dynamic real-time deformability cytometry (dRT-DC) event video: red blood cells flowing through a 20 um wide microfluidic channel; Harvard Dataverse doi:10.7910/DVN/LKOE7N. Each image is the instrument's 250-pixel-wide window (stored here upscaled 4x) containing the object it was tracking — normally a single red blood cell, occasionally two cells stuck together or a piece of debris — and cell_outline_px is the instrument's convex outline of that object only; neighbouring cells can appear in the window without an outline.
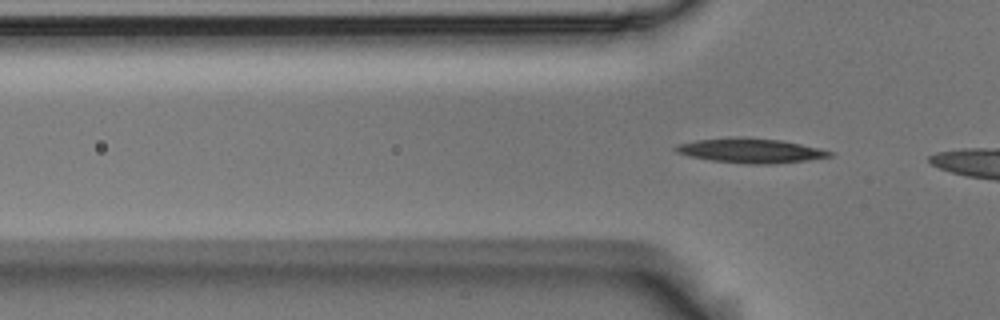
{"species": "Egyptian fruit bat (a non-hibernating species)", "species_latin": "Rousettus aegyptiacus", "temperature_condition": "room temperature", "stored_images_in_passage": 5, "segment_of_instrument_passage": [2, 2], "camera_frame_rate_fps": 3000, "um_per_image_px": 0.085, "animal": {"sex": "male"}, "frame": {"image": 1, "passage_image": 5, "time_ms": 1.333, "image_size_px": [1000, 320], "cell_outline_px": [[836, 152], [832, 156], [808, 160], [776, 164], [748, 164], [712, 160], [688, 156], [676, 152], [672, 148], [676, 144], [696, 140], [736, 136], [744, 136], [780, 140], [820, 148]], "centroid_in_image_um": [63.79, 12.79], "position_along_channel_um": 62.0, "area_um2": 22.37}}